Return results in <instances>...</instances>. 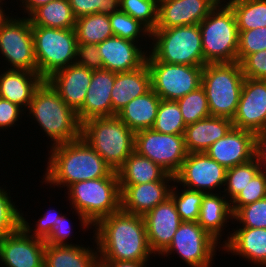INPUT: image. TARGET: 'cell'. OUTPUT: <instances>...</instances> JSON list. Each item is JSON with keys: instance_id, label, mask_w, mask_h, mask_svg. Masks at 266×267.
Masks as SVG:
<instances>
[{"instance_id": "44", "label": "cell", "mask_w": 266, "mask_h": 267, "mask_svg": "<svg viewBox=\"0 0 266 267\" xmlns=\"http://www.w3.org/2000/svg\"><path fill=\"white\" fill-rule=\"evenodd\" d=\"M266 50V27L239 31L237 61L241 63L249 54Z\"/></svg>"}, {"instance_id": "29", "label": "cell", "mask_w": 266, "mask_h": 267, "mask_svg": "<svg viewBox=\"0 0 266 267\" xmlns=\"http://www.w3.org/2000/svg\"><path fill=\"white\" fill-rule=\"evenodd\" d=\"M95 248L45 244L44 267H99L97 246Z\"/></svg>"}, {"instance_id": "17", "label": "cell", "mask_w": 266, "mask_h": 267, "mask_svg": "<svg viewBox=\"0 0 266 267\" xmlns=\"http://www.w3.org/2000/svg\"><path fill=\"white\" fill-rule=\"evenodd\" d=\"M147 239L151 251L160 254L170 245L182 220L177 212L175 202L168 197L144 216Z\"/></svg>"}, {"instance_id": "22", "label": "cell", "mask_w": 266, "mask_h": 267, "mask_svg": "<svg viewBox=\"0 0 266 267\" xmlns=\"http://www.w3.org/2000/svg\"><path fill=\"white\" fill-rule=\"evenodd\" d=\"M115 73L106 69L94 70L83 106L77 111L82 124L92 118L113 117L111 91Z\"/></svg>"}, {"instance_id": "42", "label": "cell", "mask_w": 266, "mask_h": 267, "mask_svg": "<svg viewBox=\"0 0 266 267\" xmlns=\"http://www.w3.org/2000/svg\"><path fill=\"white\" fill-rule=\"evenodd\" d=\"M263 198H266V170H260L231 202L232 213Z\"/></svg>"}, {"instance_id": "28", "label": "cell", "mask_w": 266, "mask_h": 267, "mask_svg": "<svg viewBox=\"0 0 266 267\" xmlns=\"http://www.w3.org/2000/svg\"><path fill=\"white\" fill-rule=\"evenodd\" d=\"M222 195V196H221ZM225 195L218 193L205 194L200 207L197 223L206 230L212 237L219 241L222 236L223 227L232 219L231 202Z\"/></svg>"}, {"instance_id": "54", "label": "cell", "mask_w": 266, "mask_h": 267, "mask_svg": "<svg viewBox=\"0 0 266 267\" xmlns=\"http://www.w3.org/2000/svg\"><path fill=\"white\" fill-rule=\"evenodd\" d=\"M3 4L5 5V3L0 2V28L9 19V15L7 13H4L5 9L3 8Z\"/></svg>"}, {"instance_id": "52", "label": "cell", "mask_w": 266, "mask_h": 267, "mask_svg": "<svg viewBox=\"0 0 266 267\" xmlns=\"http://www.w3.org/2000/svg\"><path fill=\"white\" fill-rule=\"evenodd\" d=\"M148 261L99 260V267H146Z\"/></svg>"}, {"instance_id": "33", "label": "cell", "mask_w": 266, "mask_h": 267, "mask_svg": "<svg viewBox=\"0 0 266 267\" xmlns=\"http://www.w3.org/2000/svg\"><path fill=\"white\" fill-rule=\"evenodd\" d=\"M77 43L99 44L113 37L109 15L94 13L76 18L74 27Z\"/></svg>"}, {"instance_id": "8", "label": "cell", "mask_w": 266, "mask_h": 267, "mask_svg": "<svg viewBox=\"0 0 266 267\" xmlns=\"http://www.w3.org/2000/svg\"><path fill=\"white\" fill-rule=\"evenodd\" d=\"M198 25L207 64L237 61L239 31L234 12L227 3L217 5Z\"/></svg>"}, {"instance_id": "18", "label": "cell", "mask_w": 266, "mask_h": 267, "mask_svg": "<svg viewBox=\"0 0 266 267\" xmlns=\"http://www.w3.org/2000/svg\"><path fill=\"white\" fill-rule=\"evenodd\" d=\"M174 176L167 174L162 180L137 185H120L121 210L144 216L170 197ZM172 182L171 185L169 183Z\"/></svg>"}, {"instance_id": "9", "label": "cell", "mask_w": 266, "mask_h": 267, "mask_svg": "<svg viewBox=\"0 0 266 267\" xmlns=\"http://www.w3.org/2000/svg\"><path fill=\"white\" fill-rule=\"evenodd\" d=\"M37 72L46 80L56 71L76 62L77 38L74 29L32 26Z\"/></svg>"}, {"instance_id": "53", "label": "cell", "mask_w": 266, "mask_h": 267, "mask_svg": "<svg viewBox=\"0 0 266 267\" xmlns=\"http://www.w3.org/2000/svg\"><path fill=\"white\" fill-rule=\"evenodd\" d=\"M22 2L20 5L22 6V10L29 16L36 8L40 6L46 5L47 3L51 2L52 0H19Z\"/></svg>"}, {"instance_id": "12", "label": "cell", "mask_w": 266, "mask_h": 267, "mask_svg": "<svg viewBox=\"0 0 266 267\" xmlns=\"http://www.w3.org/2000/svg\"><path fill=\"white\" fill-rule=\"evenodd\" d=\"M14 17L10 16L0 28V53L10 65L8 69L37 72L29 18H17L15 15Z\"/></svg>"}, {"instance_id": "36", "label": "cell", "mask_w": 266, "mask_h": 267, "mask_svg": "<svg viewBox=\"0 0 266 267\" xmlns=\"http://www.w3.org/2000/svg\"><path fill=\"white\" fill-rule=\"evenodd\" d=\"M186 124L176 101H160L153 130L174 135H184Z\"/></svg>"}, {"instance_id": "30", "label": "cell", "mask_w": 266, "mask_h": 267, "mask_svg": "<svg viewBox=\"0 0 266 267\" xmlns=\"http://www.w3.org/2000/svg\"><path fill=\"white\" fill-rule=\"evenodd\" d=\"M161 98L150 89L122 108L116 116L134 133L152 128L158 113Z\"/></svg>"}, {"instance_id": "26", "label": "cell", "mask_w": 266, "mask_h": 267, "mask_svg": "<svg viewBox=\"0 0 266 267\" xmlns=\"http://www.w3.org/2000/svg\"><path fill=\"white\" fill-rule=\"evenodd\" d=\"M233 128L231 119L209 116L185 128L184 141L187 153L205 152Z\"/></svg>"}, {"instance_id": "32", "label": "cell", "mask_w": 266, "mask_h": 267, "mask_svg": "<svg viewBox=\"0 0 266 267\" xmlns=\"http://www.w3.org/2000/svg\"><path fill=\"white\" fill-rule=\"evenodd\" d=\"M31 26L74 29L76 17L68 0H52L36 8L29 16Z\"/></svg>"}, {"instance_id": "27", "label": "cell", "mask_w": 266, "mask_h": 267, "mask_svg": "<svg viewBox=\"0 0 266 267\" xmlns=\"http://www.w3.org/2000/svg\"><path fill=\"white\" fill-rule=\"evenodd\" d=\"M151 89V75L147 63L130 72L115 73L111 91L113 116L136 97Z\"/></svg>"}, {"instance_id": "35", "label": "cell", "mask_w": 266, "mask_h": 267, "mask_svg": "<svg viewBox=\"0 0 266 267\" xmlns=\"http://www.w3.org/2000/svg\"><path fill=\"white\" fill-rule=\"evenodd\" d=\"M261 170L256 157L250 161L226 170L224 195L232 202L235 197L246 187L248 182ZM227 193V194H226Z\"/></svg>"}, {"instance_id": "37", "label": "cell", "mask_w": 266, "mask_h": 267, "mask_svg": "<svg viewBox=\"0 0 266 267\" xmlns=\"http://www.w3.org/2000/svg\"><path fill=\"white\" fill-rule=\"evenodd\" d=\"M205 194V192L189 190L187 188L180 191L174 181V185L170 191V197L175 202L182 222H197Z\"/></svg>"}, {"instance_id": "3", "label": "cell", "mask_w": 266, "mask_h": 267, "mask_svg": "<svg viewBox=\"0 0 266 267\" xmlns=\"http://www.w3.org/2000/svg\"><path fill=\"white\" fill-rule=\"evenodd\" d=\"M27 110L28 116L37 121L40 129L53 142L51 146L81 138L82 124L77 112L61 99L46 80L35 90Z\"/></svg>"}, {"instance_id": "43", "label": "cell", "mask_w": 266, "mask_h": 267, "mask_svg": "<svg viewBox=\"0 0 266 267\" xmlns=\"http://www.w3.org/2000/svg\"><path fill=\"white\" fill-rule=\"evenodd\" d=\"M233 219L239 222V227L266 228V198L240 207Z\"/></svg>"}, {"instance_id": "47", "label": "cell", "mask_w": 266, "mask_h": 267, "mask_svg": "<svg viewBox=\"0 0 266 267\" xmlns=\"http://www.w3.org/2000/svg\"><path fill=\"white\" fill-rule=\"evenodd\" d=\"M240 64L245 78L266 80V50L249 54Z\"/></svg>"}, {"instance_id": "48", "label": "cell", "mask_w": 266, "mask_h": 267, "mask_svg": "<svg viewBox=\"0 0 266 267\" xmlns=\"http://www.w3.org/2000/svg\"><path fill=\"white\" fill-rule=\"evenodd\" d=\"M75 63L93 71L103 69V61L97 44L77 43Z\"/></svg>"}, {"instance_id": "21", "label": "cell", "mask_w": 266, "mask_h": 267, "mask_svg": "<svg viewBox=\"0 0 266 267\" xmlns=\"http://www.w3.org/2000/svg\"><path fill=\"white\" fill-rule=\"evenodd\" d=\"M216 6L212 0H162L156 28L198 25Z\"/></svg>"}, {"instance_id": "5", "label": "cell", "mask_w": 266, "mask_h": 267, "mask_svg": "<svg viewBox=\"0 0 266 267\" xmlns=\"http://www.w3.org/2000/svg\"><path fill=\"white\" fill-rule=\"evenodd\" d=\"M151 51L146 62H165L190 66H204L202 36L199 25L156 28L151 32Z\"/></svg>"}, {"instance_id": "14", "label": "cell", "mask_w": 266, "mask_h": 267, "mask_svg": "<svg viewBox=\"0 0 266 267\" xmlns=\"http://www.w3.org/2000/svg\"><path fill=\"white\" fill-rule=\"evenodd\" d=\"M226 170L205 152L188 153L174 181L189 190L216 193L225 186Z\"/></svg>"}, {"instance_id": "46", "label": "cell", "mask_w": 266, "mask_h": 267, "mask_svg": "<svg viewBox=\"0 0 266 267\" xmlns=\"http://www.w3.org/2000/svg\"><path fill=\"white\" fill-rule=\"evenodd\" d=\"M23 216V213H21V227L32 237L44 239L50 233L52 226L55 225L58 218L62 216V213L51 208L46 211V213L41 216L38 221H36L37 223L34 225L35 228L31 227L26 218Z\"/></svg>"}, {"instance_id": "11", "label": "cell", "mask_w": 266, "mask_h": 267, "mask_svg": "<svg viewBox=\"0 0 266 267\" xmlns=\"http://www.w3.org/2000/svg\"><path fill=\"white\" fill-rule=\"evenodd\" d=\"M151 89L162 99L177 101L201 86L203 66L146 62Z\"/></svg>"}, {"instance_id": "19", "label": "cell", "mask_w": 266, "mask_h": 267, "mask_svg": "<svg viewBox=\"0 0 266 267\" xmlns=\"http://www.w3.org/2000/svg\"><path fill=\"white\" fill-rule=\"evenodd\" d=\"M205 153L225 169L233 168L255 157V134L233 127L223 138L213 143Z\"/></svg>"}, {"instance_id": "6", "label": "cell", "mask_w": 266, "mask_h": 267, "mask_svg": "<svg viewBox=\"0 0 266 267\" xmlns=\"http://www.w3.org/2000/svg\"><path fill=\"white\" fill-rule=\"evenodd\" d=\"M81 137L117 171L134 151L135 133L117 116L82 123Z\"/></svg>"}, {"instance_id": "20", "label": "cell", "mask_w": 266, "mask_h": 267, "mask_svg": "<svg viewBox=\"0 0 266 267\" xmlns=\"http://www.w3.org/2000/svg\"><path fill=\"white\" fill-rule=\"evenodd\" d=\"M97 47L103 61V69L114 73L139 69L146 63L148 55V50L141 48L137 42L116 36L107 38Z\"/></svg>"}, {"instance_id": "41", "label": "cell", "mask_w": 266, "mask_h": 267, "mask_svg": "<svg viewBox=\"0 0 266 267\" xmlns=\"http://www.w3.org/2000/svg\"><path fill=\"white\" fill-rule=\"evenodd\" d=\"M0 187V238L17 231L21 227V213L15 202H12L10 192Z\"/></svg>"}, {"instance_id": "23", "label": "cell", "mask_w": 266, "mask_h": 267, "mask_svg": "<svg viewBox=\"0 0 266 267\" xmlns=\"http://www.w3.org/2000/svg\"><path fill=\"white\" fill-rule=\"evenodd\" d=\"M93 70L72 64L53 73L46 81L76 112L83 106Z\"/></svg>"}, {"instance_id": "10", "label": "cell", "mask_w": 266, "mask_h": 267, "mask_svg": "<svg viewBox=\"0 0 266 267\" xmlns=\"http://www.w3.org/2000/svg\"><path fill=\"white\" fill-rule=\"evenodd\" d=\"M218 241L197 222H182L170 245L160 254L168 256L177 253L190 267H212Z\"/></svg>"}, {"instance_id": "7", "label": "cell", "mask_w": 266, "mask_h": 267, "mask_svg": "<svg viewBox=\"0 0 266 267\" xmlns=\"http://www.w3.org/2000/svg\"><path fill=\"white\" fill-rule=\"evenodd\" d=\"M244 78L238 61L203 66L201 86L207 96L211 116L234 118Z\"/></svg>"}, {"instance_id": "4", "label": "cell", "mask_w": 266, "mask_h": 267, "mask_svg": "<svg viewBox=\"0 0 266 267\" xmlns=\"http://www.w3.org/2000/svg\"><path fill=\"white\" fill-rule=\"evenodd\" d=\"M67 190L69 203L84 230L91 229L99 220L121 209L118 177L75 182Z\"/></svg>"}, {"instance_id": "51", "label": "cell", "mask_w": 266, "mask_h": 267, "mask_svg": "<svg viewBox=\"0 0 266 267\" xmlns=\"http://www.w3.org/2000/svg\"><path fill=\"white\" fill-rule=\"evenodd\" d=\"M255 157L261 170H266V130L255 134Z\"/></svg>"}, {"instance_id": "39", "label": "cell", "mask_w": 266, "mask_h": 267, "mask_svg": "<svg viewBox=\"0 0 266 267\" xmlns=\"http://www.w3.org/2000/svg\"><path fill=\"white\" fill-rule=\"evenodd\" d=\"M176 102L179 105L186 126L211 116L207 96L202 86Z\"/></svg>"}, {"instance_id": "24", "label": "cell", "mask_w": 266, "mask_h": 267, "mask_svg": "<svg viewBox=\"0 0 266 267\" xmlns=\"http://www.w3.org/2000/svg\"><path fill=\"white\" fill-rule=\"evenodd\" d=\"M229 233L222 249L233 255L242 256L257 266L266 267V228L240 227Z\"/></svg>"}, {"instance_id": "13", "label": "cell", "mask_w": 266, "mask_h": 267, "mask_svg": "<svg viewBox=\"0 0 266 267\" xmlns=\"http://www.w3.org/2000/svg\"><path fill=\"white\" fill-rule=\"evenodd\" d=\"M134 151L175 176L187 156L184 135L164 134L152 128L135 133Z\"/></svg>"}, {"instance_id": "25", "label": "cell", "mask_w": 266, "mask_h": 267, "mask_svg": "<svg viewBox=\"0 0 266 267\" xmlns=\"http://www.w3.org/2000/svg\"><path fill=\"white\" fill-rule=\"evenodd\" d=\"M0 74V98L17 104L23 110L30 105L35 90L44 79L38 72L8 69ZM24 107V108H23Z\"/></svg>"}, {"instance_id": "55", "label": "cell", "mask_w": 266, "mask_h": 267, "mask_svg": "<svg viewBox=\"0 0 266 267\" xmlns=\"http://www.w3.org/2000/svg\"><path fill=\"white\" fill-rule=\"evenodd\" d=\"M216 5H221L227 2V0H212Z\"/></svg>"}, {"instance_id": "50", "label": "cell", "mask_w": 266, "mask_h": 267, "mask_svg": "<svg viewBox=\"0 0 266 267\" xmlns=\"http://www.w3.org/2000/svg\"><path fill=\"white\" fill-rule=\"evenodd\" d=\"M17 104L0 98V129H7L17 125L21 115L26 113ZM23 112V113H22Z\"/></svg>"}, {"instance_id": "34", "label": "cell", "mask_w": 266, "mask_h": 267, "mask_svg": "<svg viewBox=\"0 0 266 267\" xmlns=\"http://www.w3.org/2000/svg\"><path fill=\"white\" fill-rule=\"evenodd\" d=\"M238 31L266 27V0H228Z\"/></svg>"}, {"instance_id": "1", "label": "cell", "mask_w": 266, "mask_h": 267, "mask_svg": "<svg viewBox=\"0 0 266 267\" xmlns=\"http://www.w3.org/2000/svg\"><path fill=\"white\" fill-rule=\"evenodd\" d=\"M92 229L99 260L149 261L154 254L143 216L120 209L99 220Z\"/></svg>"}, {"instance_id": "49", "label": "cell", "mask_w": 266, "mask_h": 267, "mask_svg": "<svg viewBox=\"0 0 266 267\" xmlns=\"http://www.w3.org/2000/svg\"><path fill=\"white\" fill-rule=\"evenodd\" d=\"M72 226L70 220L63 214L58 218V221L52 226L50 233L43 240L46 244L52 245H76L72 244V242L70 244L67 242L71 236V230H73L71 229Z\"/></svg>"}, {"instance_id": "2", "label": "cell", "mask_w": 266, "mask_h": 267, "mask_svg": "<svg viewBox=\"0 0 266 267\" xmlns=\"http://www.w3.org/2000/svg\"><path fill=\"white\" fill-rule=\"evenodd\" d=\"M45 184L66 189L75 182L118 177L117 172L81 137L50 147ZM62 185V186H61Z\"/></svg>"}, {"instance_id": "40", "label": "cell", "mask_w": 266, "mask_h": 267, "mask_svg": "<svg viewBox=\"0 0 266 267\" xmlns=\"http://www.w3.org/2000/svg\"><path fill=\"white\" fill-rule=\"evenodd\" d=\"M120 10L140 21L151 32L158 22V2L156 0H120Z\"/></svg>"}, {"instance_id": "38", "label": "cell", "mask_w": 266, "mask_h": 267, "mask_svg": "<svg viewBox=\"0 0 266 267\" xmlns=\"http://www.w3.org/2000/svg\"><path fill=\"white\" fill-rule=\"evenodd\" d=\"M109 20L113 34L116 37L137 43L141 36L151 39V31L145 25L121 10L109 14Z\"/></svg>"}, {"instance_id": "16", "label": "cell", "mask_w": 266, "mask_h": 267, "mask_svg": "<svg viewBox=\"0 0 266 267\" xmlns=\"http://www.w3.org/2000/svg\"><path fill=\"white\" fill-rule=\"evenodd\" d=\"M45 244L20 227L0 238V263L5 267H44Z\"/></svg>"}, {"instance_id": "45", "label": "cell", "mask_w": 266, "mask_h": 267, "mask_svg": "<svg viewBox=\"0 0 266 267\" xmlns=\"http://www.w3.org/2000/svg\"><path fill=\"white\" fill-rule=\"evenodd\" d=\"M76 18L94 14H113L120 10V0H68Z\"/></svg>"}, {"instance_id": "31", "label": "cell", "mask_w": 266, "mask_h": 267, "mask_svg": "<svg viewBox=\"0 0 266 267\" xmlns=\"http://www.w3.org/2000/svg\"><path fill=\"white\" fill-rule=\"evenodd\" d=\"M119 185H137L162 180L168 173L136 151H133L124 164L116 171Z\"/></svg>"}, {"instance_id": "15", "label": "cell", "mask_w": 266, "mask_h": 267, "mask_svg": "<svg viewBox=\"0 0 266 267\" xmlns=\"http://www.w3.org/2000/svg\"><path fill=\"white\" fill-rule=\"evenodd\" d=\"M233 127L254 134L266 130V80L244 78Z\"/></svg>"}]
</instances>
